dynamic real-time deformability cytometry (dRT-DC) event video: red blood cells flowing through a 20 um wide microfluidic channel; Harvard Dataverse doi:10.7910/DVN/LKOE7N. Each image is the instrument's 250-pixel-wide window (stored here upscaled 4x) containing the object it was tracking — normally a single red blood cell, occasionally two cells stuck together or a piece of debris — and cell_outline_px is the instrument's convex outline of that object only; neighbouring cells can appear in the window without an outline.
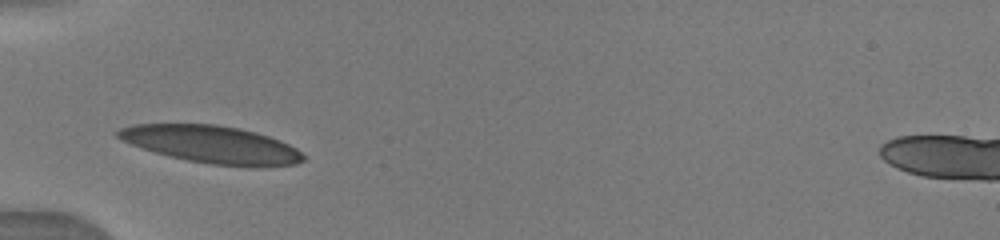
{"species": "human", "species_latin": "Homo sapiens", "temperature_condition": "warm", "stored_images_in_passage": 7, "camera_frame_rate_fps": 3000, "um_per_image_px": 0.085, "donor": {"sex": "male"}, "frame": {"image": 1, "passage_image": 1, "time_ms": 0.0, "image_size_px": [1000, 240], "cell_outline_px": [[304, 160], [296, 164], [212, 164], [188, 160], [168, 156], [132, 144], [116, 136], [116, 132], [120, 128], [132, 124], [216, 124], [236, 128], [268, 136], [280, 140], [296, 148], [304, 156]], "centroid_in_image_um": [17.91, 12.23], "position_along_channel_um": 67.1, "area_um2": 38.96}}
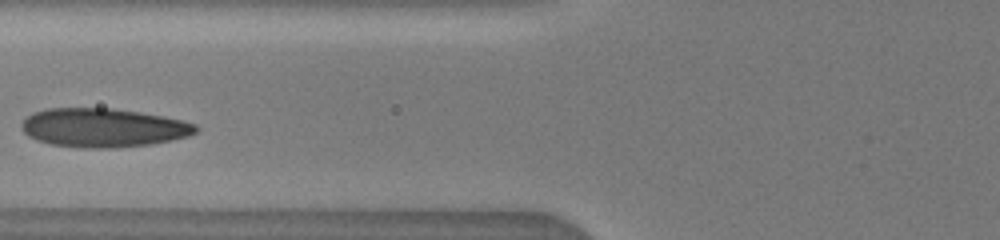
{"frame": {"image": 2, "passage_image": 3, "time_ms": 1.333, "image_size_px": [1000, 240], "cell_outline_px": [[200, 128], [196, 132], [188, 136], [172, 140], [148, 144], [116, 148], [80, 148], [52, 144], [36, 140], [28, 136], [20, 128], [20, 124], [32, 112], [48, 108], [112, 108], [140, 112], [164, 116], [196, 124]], "centroid_in_image_um": [8.76, 10.85], "position_along_channel_um": 117.0, "area_um2": 39.59}}